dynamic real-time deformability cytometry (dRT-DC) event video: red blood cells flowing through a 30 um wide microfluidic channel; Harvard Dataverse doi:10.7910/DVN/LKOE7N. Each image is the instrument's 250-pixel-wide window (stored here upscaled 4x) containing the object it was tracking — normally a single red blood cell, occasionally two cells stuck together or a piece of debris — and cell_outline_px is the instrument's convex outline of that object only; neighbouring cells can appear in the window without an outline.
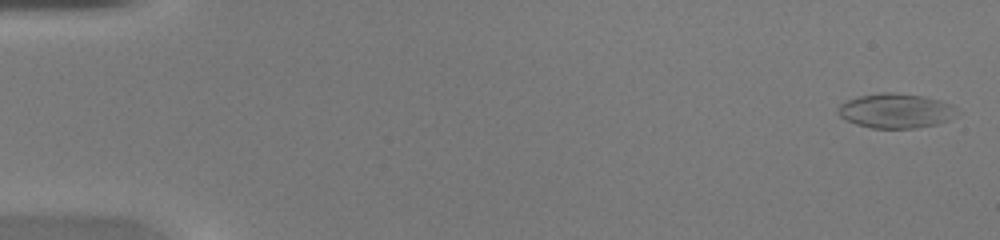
{"species": "common noctule bat (a hibernating species)", "species_latin": "Nyctalus noctula", "temperature_condition": "warm", "stored_images_in_passage": 49, "camera_frame_rate_fps": 3000, "um_per_image_px": 0.085, "animal": {"sex": "female", "body_mass_g": 20.0, "forearm_length_mm": 54.0}, "frame": {"image": 1, "passage_image": 1, "time_ms": 0.0, "image_size_px": [1000, 240], "cell_outline_px": [[960, 112], [956, 116], [948, 120], [936, 124], [916, 128], [872, 128], [856, 124], [844, 120], [836, 112], [836, 108], [840, 104], [848, 100], [860, 96], [884, 92], [892, 92], [924, 96], [940, 100], [952, 104]], "centroid_in_image_um": [76.15, 9.42], "position_along_channel_um": 8.9, "area_um2": 24.22}}
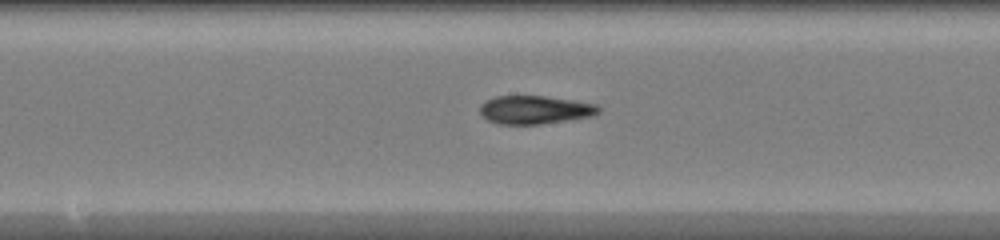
{"frame": {"image": 2, "passage_image": 26, "time_ms": 8.333, "image_size_px": [1000, 240], "cell_outline_px": [[600, 112], [592, 116], [540, 124], [496, 124], [480, 116], [480, 104], [484, 100], [496, 96], [544, 96], [572, 100], [596, 104], [600, 108]], "centroid_in_image_um": [45.41, 9.33], "position_along_channel_um": 202.8, "area_um2": 19.65}}
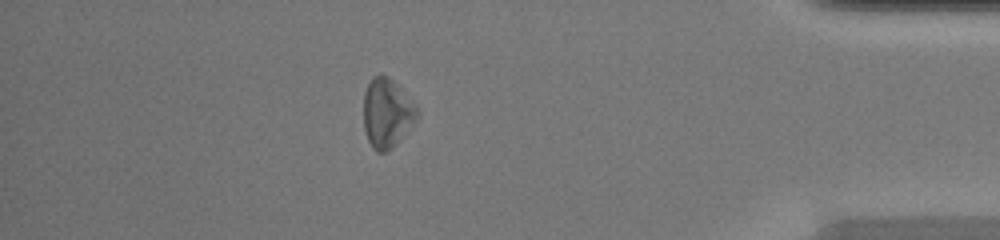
{"frame": {"image": 3, "passage_image": 43, "time_ms": 14.0, "image_size_px": [1000, 240], "cell_outline_px": [[420, 116], [396, 144], [388, 152], [376, 152], [372, 148], [368, 140], [364, 128], [364, 92], [372, 76], [380, 72], [388, 76], [416, 104], [420, 112]], "centroid_in_image_um": [32.9, 9.6], "position_along_channel_um": 402.3, "area_um2": 21.91}, "authors_computed_cell_mechanics": {"area_um2": 20.4034, "velocity_mm_per_s": 4.1961, "shape_relaxation_time_tau1_ms": 6.2714, "shape_relaxation_time_tau2_ms": 6.6863, "deformation_change_tau1": 0.1372, "deformation_change_tau2": 0.2215}}